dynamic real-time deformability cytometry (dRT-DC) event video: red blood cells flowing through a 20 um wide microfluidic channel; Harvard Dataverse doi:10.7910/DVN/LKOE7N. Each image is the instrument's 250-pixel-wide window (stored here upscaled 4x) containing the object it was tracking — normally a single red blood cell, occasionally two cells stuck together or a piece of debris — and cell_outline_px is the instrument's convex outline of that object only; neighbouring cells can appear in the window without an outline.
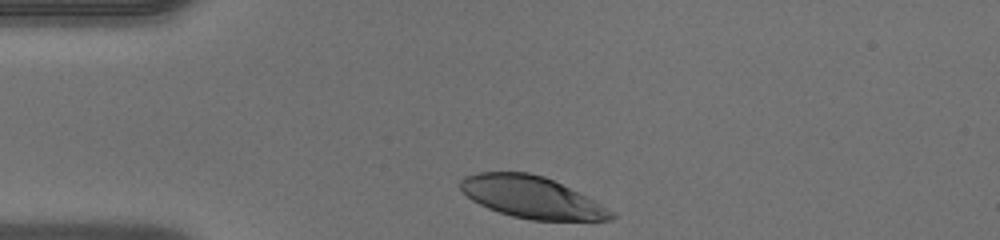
{"species": "human", "species_latin": "Homo sapiens", "temperature_condition": "warm", "stored_images_in_passage": 29, "camera_frame_rate_fps": 3000, "um_per_image_px": 0.085, "donor": {"sex": "male"}, "frame": {"image": 1, "passage_image": 1, "time_ms": 0.0, "image_size_px": [1000, 240], "cell_outline_px": [[616, 216], [612, 220], [532, 220], [512, 216], [488, 208], [472, 200], [460, 188], [460, 180], [464, 176], [480, 172], [528, 172], [544, 176], [616, 212]], "centroid_in_image_um": [45.18, 16.77], "position_along_channel_um": 39.8, "area_um2": 36.18}}
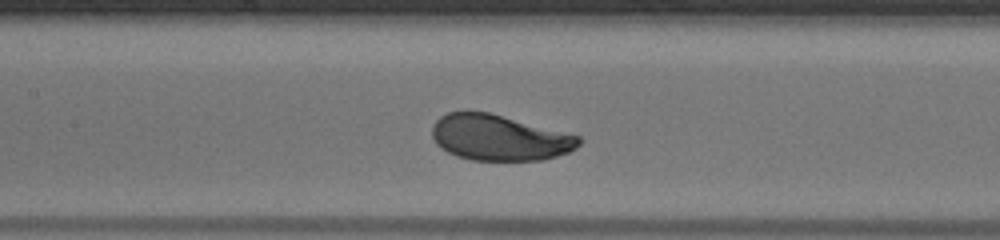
{"frame": {"image": 2, "passage_image": 12, "time_ms": 3.667, "image_size_px": [1000, 240], "cell_outline_px": [[580, 144], [576, 148], [568, 152], [544, 160], [472, 160], [456, 156], [440, 148], [436, 144], [432, 136], [432, 128], [436, 120], [440, 116], [448, 112], [488, 112], [580, 136]], "centroid_in_image_um": [42.42, 11.71], "position_along_channel_um": 165.0, "area_um2": 38.9}}
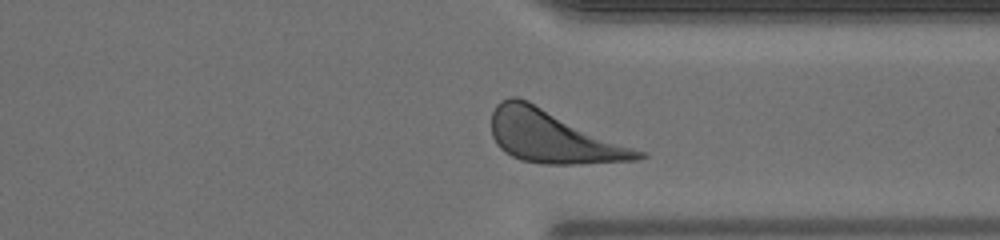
{"frame": {"image": 3, "passage_image": 26, "time_ms": 8.333, "image_size_px": [1000, 240], "cell_outline_px": [[648, 156], [636, 160], [580, 164], [544, 164], [520, 160], [504, 152], [496, 144], [492, 136], [492, 112], [496, 104], [500, 100], [508, 96], [516, 96], [528, 100], [648, 152]], "centroid_in_image_um": [47.05, 11.61], "position_along_channel_um": 364.4, "area_um2": 45.6}}